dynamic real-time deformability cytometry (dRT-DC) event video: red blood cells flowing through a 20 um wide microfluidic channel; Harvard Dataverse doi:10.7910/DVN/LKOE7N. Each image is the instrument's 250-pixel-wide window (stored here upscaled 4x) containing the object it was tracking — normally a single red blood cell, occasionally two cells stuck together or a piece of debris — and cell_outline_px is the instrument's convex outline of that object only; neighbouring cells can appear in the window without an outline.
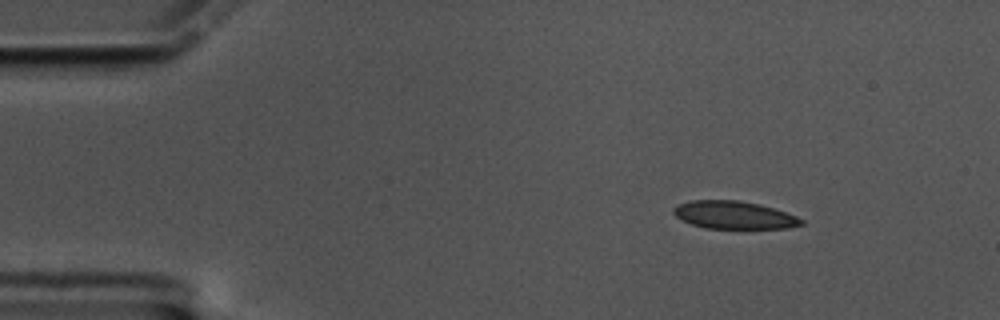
{"species": "common noctule bat (a hibernating species)", "species_latin": "Nyctalus noctula", "temperature_condition": "cold", "stored_images_in_passage": 52, "camera_frame_rate_fps": 3000, "um_per_image_px": 0.085, "animal": {"sex": "male", "body_mass_g": 17.5, "forearm_length_mm": 52.3}, "frame": {"image": 1, "passage_image": 1, "time_ms": 0.0, "image_size_px": [1000, 320], "cell_outline_px": [[804, 224], [788, 228], [704, 228], [692, 224], [676, 216], [672, 212], [672, 208], [676, 204], [692, 200], [740, 200], [760, 204], [796, 216], [804, 220]], "centroid_in_image_um": [62.37, 18.27], "position_along_channel_um": 22.6, "area_um2": 20.63}}
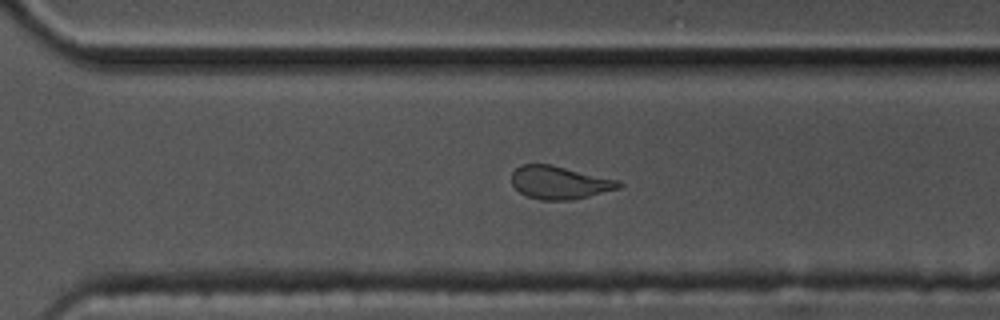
{"frame": {"image": 2, "passage_image": 34, "time_ms": 11.0, "image_size_px": [1000, 320], "cell_outline_px": [[624, 184], [620, 188], [572, 200], [540, 200], [528, 196], [520, 192], [512, 184], [512, 172], [520, 164], [552, 164], [620, 180]], "centroid_in_image_um": [47.58, 15.5], "position_along_channel_um": 323.0, "area_um2": 20.75}}
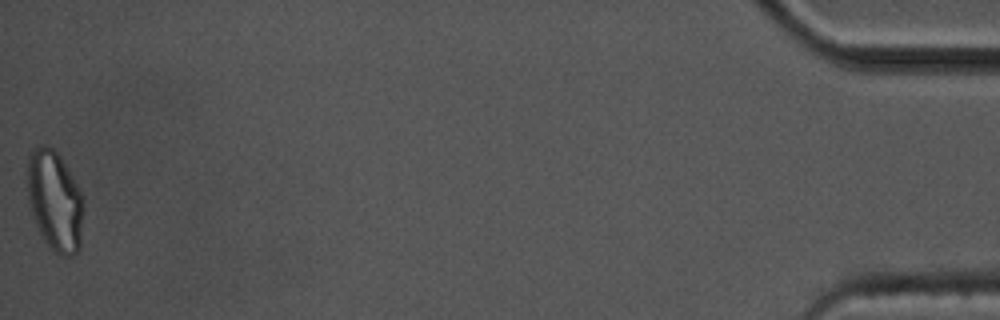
{"frame": {"image": 3, "passage_image": 52, "time_ms": 17.0, "image_size_px": [1000, 320], "cell_outline_px": [[84, 200], [80, 248], [72, 256], [64, 256], [56, 252], [44, 240], [36, 224], [28, 200], [28, 152], [32, 148], [40, 144], [48, 144], [60, 156], [72, 176]], "centroid_in_image_um": [4.66, 17.03], "position_along_channel_um": 430.5, "area_um2": 32.71}, "authors_computed_cell_mechanics": {"area_um2": 21.7906, "velocity_mm_per_s": 3.4087, "shape_relaxation_time_tau1_ms": 7.9016, "shape_relaxation_time_tau2_ms": 2.1156, "deformation_change_tau1": 0.1696, "deformation_change_tau2": 0.073}}